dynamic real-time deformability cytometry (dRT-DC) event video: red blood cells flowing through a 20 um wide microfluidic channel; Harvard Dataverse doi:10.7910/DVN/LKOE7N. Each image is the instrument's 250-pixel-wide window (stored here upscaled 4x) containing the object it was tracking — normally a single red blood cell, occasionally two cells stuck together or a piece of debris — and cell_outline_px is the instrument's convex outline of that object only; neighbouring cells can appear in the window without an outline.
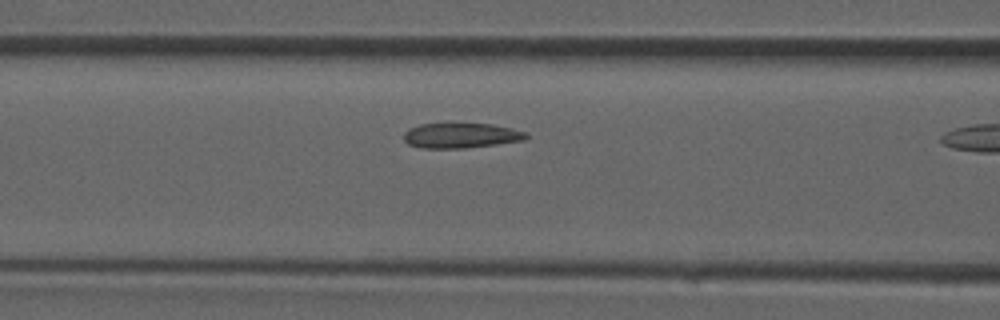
{"species": "common noctule bat (a hibernating species)", "species_latin": "Nyctalus noctula", "temperature_condition": "room temperature", "stored_images_in_passage": 5, "camera_frame_rate_fps": 3000, "um_per_image_px": 0.085, "animal": {"sex": "male", "forearm_length_mm": 52.5}, "frame": {"image": 1, "passage_image": 4, "time_ms": 1.0, "image_size_px": [1000, 320], "cell_outline_px": [[528, 136], [524, 140], [496, 144], [464, 148], [420, 148], [408, 144], [404, 140], [404, 132], [408, 128], [420, 124], [492, 124], [512, 128], [528, 132]], "centroid_in_image_um": [39.17, 11.52], "position_along_channel_um": 127.4, "area_um2": 17.86}}